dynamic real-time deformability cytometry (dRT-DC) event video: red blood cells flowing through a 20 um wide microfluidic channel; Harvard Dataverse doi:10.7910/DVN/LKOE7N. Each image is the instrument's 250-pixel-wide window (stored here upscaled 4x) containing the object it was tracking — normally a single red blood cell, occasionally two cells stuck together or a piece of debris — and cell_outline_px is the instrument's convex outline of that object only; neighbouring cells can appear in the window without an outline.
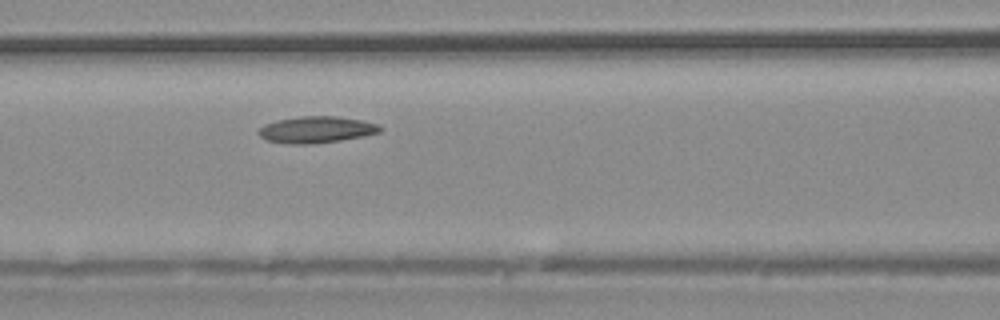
{"species": "common noctule bat (a hibernating species)", "species_latin": "Nyctalus noctula", "temperature_condition": "warm", "stored_images_in_passage": 27, "camera_frame_rate_fps": 3000, "um_per_image_px": 0.085, "animal": {"sex": "male", "body_mass_g": 20.4}, "frame": {"image": 1, "passage_image": 5, "time_ms": 1.333, "image_size_px": [1000, 320], "cell_outline_px": [[384, 128], [380, 132], [364, 136], [340, 140], [312, 144], [288, 144], [268, 140], [260, 136], [256, 132], [264, 124], [276, 120], [300, 116], [336, 116], [364, 120], [376, 124]], "centroid_in_image_um": [26.89, 11.01], "position_along_channel_um": 139.7, "area_um2": 18.9}}
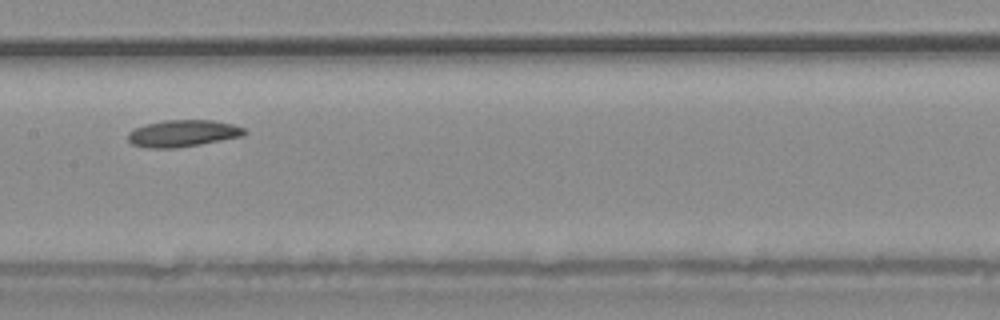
{"frame": {"image": 2, "passage_image": 8, "time_ms": 2.333, "image_size_px": [1000, 320], "cell_outline_px": [[248, 132], [244, 136], [200, 144], [176, 148], [144, 148], [132, 144], [128, 140], [128, 132], [144, 124], [164, 120], [212, 120], [232, 124], [244, 128]], "centroid_in_image_um": [15.54, 11.34], "position_along_channel_um": 191.9, "area_um2": 18.32}}